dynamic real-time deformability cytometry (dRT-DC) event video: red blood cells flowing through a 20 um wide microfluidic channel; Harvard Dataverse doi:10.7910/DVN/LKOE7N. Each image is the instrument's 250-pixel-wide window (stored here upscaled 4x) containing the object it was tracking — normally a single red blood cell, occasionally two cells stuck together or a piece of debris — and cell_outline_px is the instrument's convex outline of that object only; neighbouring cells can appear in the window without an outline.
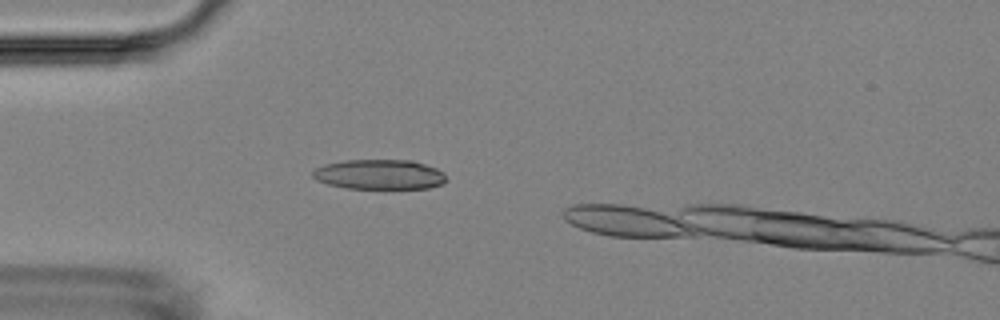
{"species": "Egyptian fruit bat (a non-hibernating species)", "species_latin": "Rousettus aegyptiacus", "temperature_condition": "room temperature", "stored_images_in_passage": 19, "camera_frame_rate_fps": 3000, "um_per_image_px": 0.085, "animal": {"sex": "female"}, "frame": {"image": 1, "passage_image": 14, "time_ms": 4.333, "image_size_px": [1000, 320], "cell_outline_px": [[444, 184], [428, 188], [348, 188], [328, 184], [316, 180], [312, 176], [312, 172], [316, 168], [324, 164], [344, 160], [412, 160], [436, 168], [444, 172]], "centroid_in_image_um": [32.23, 14.82], "position_along_channel_um": 52.8, "area_um2": 23.18}}